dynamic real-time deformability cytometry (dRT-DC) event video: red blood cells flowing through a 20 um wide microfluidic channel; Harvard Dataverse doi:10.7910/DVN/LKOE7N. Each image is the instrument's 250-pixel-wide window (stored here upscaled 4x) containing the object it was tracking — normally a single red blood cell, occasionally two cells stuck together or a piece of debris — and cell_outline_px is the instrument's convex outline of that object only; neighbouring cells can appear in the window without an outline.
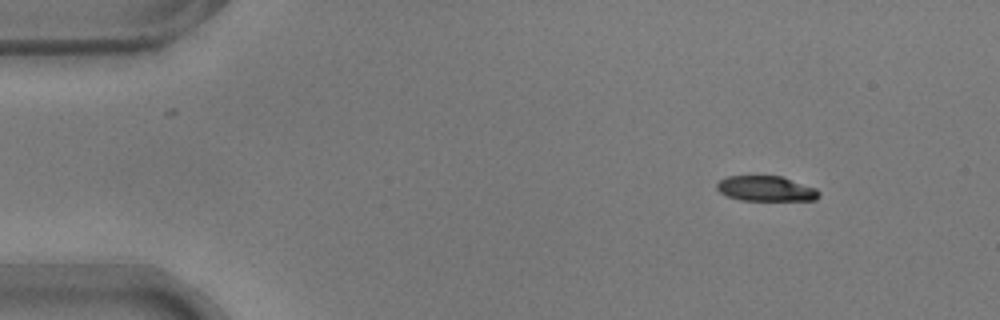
{"species": "common noctule bat (a hibernating species)", "species_latin": "Nyctalus noctula", "temperature_condition": "warm", "stored_images_in_passage": 8, "camera_frame_rate_fps": 3000, "um_per_image_px": 0.085, "animal": {"sex": "male", "body_mass_g": 17.9}, "frame": {"image": 1, "passage_image": 1, "time_ms": 0.0, "image_size_px": [1000, 320], "cell_outline_px": [[820, 196], [816, 200], [740, 200], [728, 196], [720, 192], [716, 188], [716, 184], [720, 180], [728, 176], [780, 176], [816, 188], [820, 192]], "centroid_in_image_um": [65.11, 16.04], "position_along_channel_um": 19.9, "area_um2": 14.91}}